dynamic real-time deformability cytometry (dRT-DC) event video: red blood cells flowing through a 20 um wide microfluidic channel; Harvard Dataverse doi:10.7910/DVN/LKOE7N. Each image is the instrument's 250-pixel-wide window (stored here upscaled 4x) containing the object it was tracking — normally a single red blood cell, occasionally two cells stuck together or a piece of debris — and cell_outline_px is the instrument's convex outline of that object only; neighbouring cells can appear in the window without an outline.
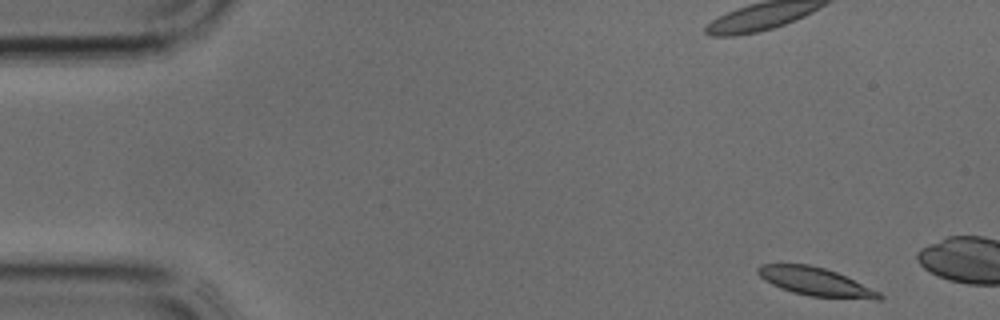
{"species": "common noctule bat (a hibernating species)", "species_latin": "Nyctalus noctula", "temperature_condition": "cold", "stored_images_in_passage": 7, "camera_frame_rate_fps": 3000, "um_per_image_px": 0.085, "animal": {"sex": "male", "body_mass_g": 17.9, "forearm_length_mm": 54.2}, "frame": {"image": 1, "passage_image": 1, "time_ms": 0.0, "image_size_px": [1000, 320], "cell_outline_px": [[884, 296], [880, 300], [876, 300], [812, 296], [792, 292], [780, 288], [764, 280], [756, 272], [756, 268], [760, 264], [808, 264], [824, 268], [836, 272], [880, 292]], "centroid_in_image_um": [69.31, 23.95], "position_along_channel_um": 15.7, "area_um2": 19.94}}